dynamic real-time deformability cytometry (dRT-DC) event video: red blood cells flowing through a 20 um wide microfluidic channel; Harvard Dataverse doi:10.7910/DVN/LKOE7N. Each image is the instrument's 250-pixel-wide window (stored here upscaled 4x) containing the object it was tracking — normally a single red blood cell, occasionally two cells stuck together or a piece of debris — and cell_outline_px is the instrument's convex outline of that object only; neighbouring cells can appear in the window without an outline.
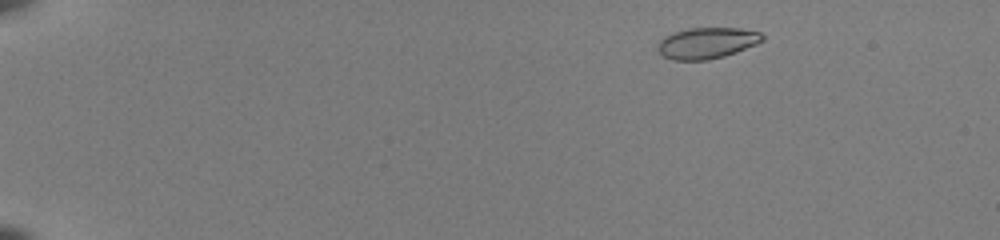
{"species": "common noctule bat (a hibernating species)", "species_latin": "Nyctalus noctula", "temperature_condition": "room temperature", "stored_images_in_passage": 49, "camera_frame_rate_fps": 3000, "um_per_image_px": 0.085, "animal": {"sex": "female", "body_mass_g": 22.0, "forearm_length_mm": 56.7}, "frame": {"image": 1, "passage_image": 4, "time_ms": 1.0, "image_size_px": [1000, 240], "cell_outline_px": [[764, 40], [756, 44], [736, 52], [724, 56], [708, 60], [672, 60], [664, 56], [656, 48], [660, 40], [664, 36], [688, 28], [740, 28], [760, 32], [764, 36]], "centroid_in_image_um": [60.09, 3.66], "position_along_channel_um": 24.9, "area_um2": 18.96}}
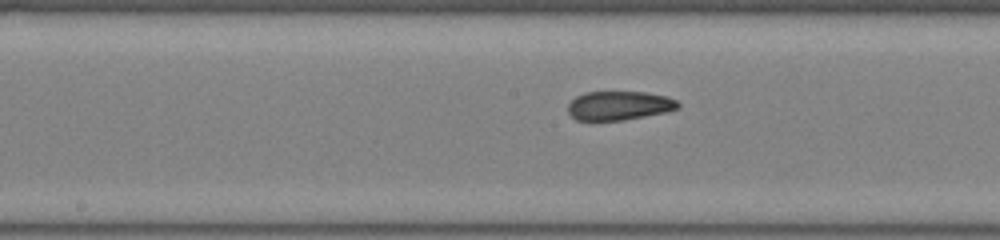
{"frame": {"image": 2, "passage_image": 26, "time_ms": 8.333, "image_size_px": [1000, 240], "cell_outline_px": [[680, 108], [668, 112], [624, 120], [576, 120], [568, 112], [568, 104], [576, 96], [584, 92], [648, 92], [668, 96], [676, 100], [680, 104]], "centroid_in_image_um": [52.67, 8.97], "position_along_channel_um": 195.5, "area_um2": 18.79}}
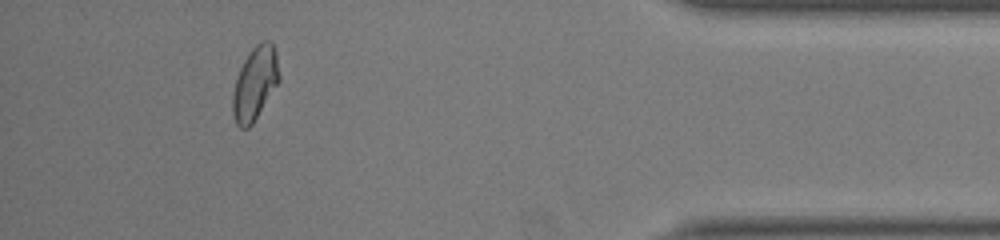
{"frame": {"image": 3, "passage_image": 45, "time_ms": 14.667, "image_size_px": [1000, 240], "cell_outline_px": [[280, 80], [252, 124], [248, 128], [240, 128], [236, 124], [232, 112], [232, 96], [236, 76], [248, 52], [256, 44], [264, 40], [268, 40], [272, 44], [276, 52], [280, 76]], "centroid_in_image_um": [21.66, 7.08], "position_along_channel_um": 413.5, "area_um2": 19.88}, "authors_computed_cell_mechanics": {"area_um2": 19.3052, "velocity_mm_per_s": 4.019, "shape_relaxation_time_tau1_ms": 11.2023, "shape_relaxation_time_tau2_ms": 1.1087, "deformation_change_tau1": 0.2509, "deformation_change_tau2": 0.0497}}